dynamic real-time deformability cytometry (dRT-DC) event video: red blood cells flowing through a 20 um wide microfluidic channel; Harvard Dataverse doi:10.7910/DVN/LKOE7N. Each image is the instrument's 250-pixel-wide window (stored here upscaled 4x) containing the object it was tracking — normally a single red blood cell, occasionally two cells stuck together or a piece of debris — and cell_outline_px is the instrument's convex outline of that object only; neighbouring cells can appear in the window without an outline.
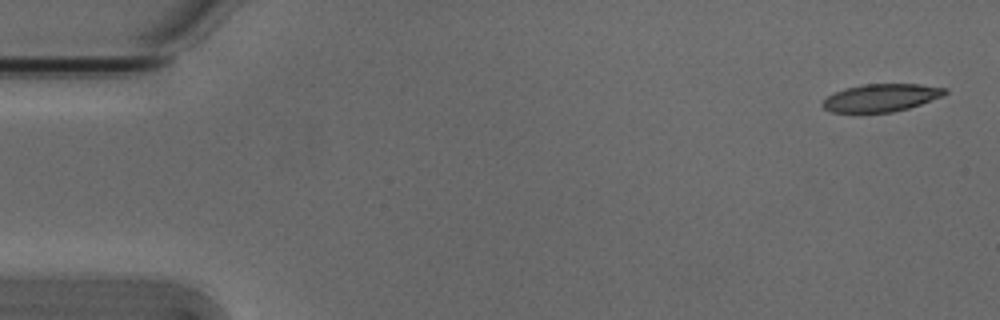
{"species": "Egyptian fruit bat (a non-hibernating species)", "species_latin": "Rousettus aegyptiacus", "temperature_condition": "cold", "stored_images_in_passage": 10, "camera_frame_rate_fps": 3000, "um_per_image_px": 0.085, "animal": {"sex": "male"}, "frame": {"image": 1, "passage_image": 1, "time_ms": 0.0, "image_size_px": [1000, 320], "cell_outline_px": [[948, 92], [940, 96], [920, 104], [908, 108], [892, 112], [832, 112], [824, 108], [820, 104], [828, 96], [836, 92], [848, 88], [864, 84], [920, 84], [948, 88]], "centroid_in_image_um": [74.9, 8.3], "position_along_channel_um": 10.1, "area_um2": 19.42}}
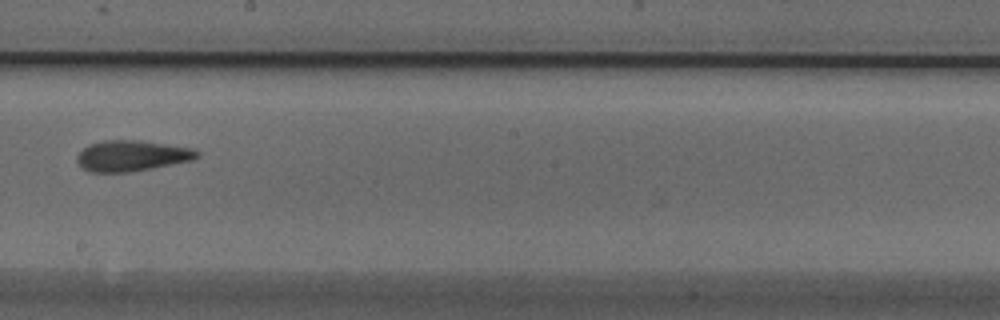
{"frame": {"image": 2, "passage_image": 9, "time_ms": 2.667, "image_size_px": [1000, 320], "cell_outline_px": [[200, 156], [192, 160], [152, 168], [128, 172], [92, 172], [84, 168], [76, 160], [76, 156], [88, 144], [104, 140], [140, 140], [196, 148], [200, 152]], "centroid_in_image_um": [11.24, 13.22], "position_along_channel_um": 237.0, "area_um2": 21.62}}
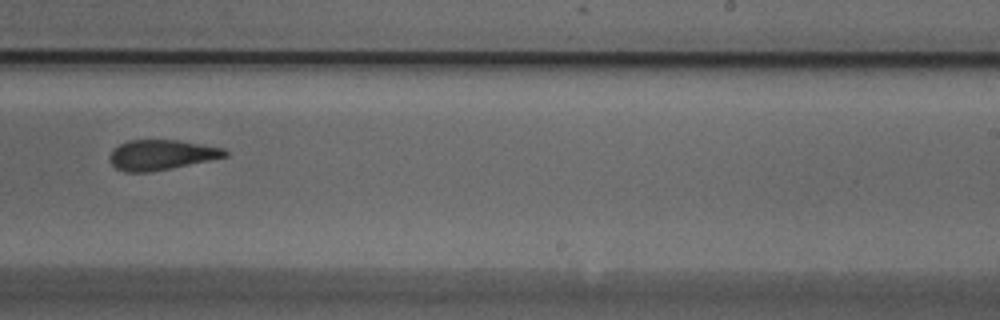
{"frame": {"image": 3, "passage_image": 10, "time_ms": 3.0, "image_size_px": [1000, 320], "cell_outline_px": [[228, 156], [172, 168], [152, 172], [124, 172], [116, 168], [108, 160], [108, 156], [112, 148], [128, 140], [176, 140], [224, 148], [228, 152]], "centroid_in_image_um": [13.66, 13.17], "position_along_channel_um": 275.3, "area_um2": 20.35}}